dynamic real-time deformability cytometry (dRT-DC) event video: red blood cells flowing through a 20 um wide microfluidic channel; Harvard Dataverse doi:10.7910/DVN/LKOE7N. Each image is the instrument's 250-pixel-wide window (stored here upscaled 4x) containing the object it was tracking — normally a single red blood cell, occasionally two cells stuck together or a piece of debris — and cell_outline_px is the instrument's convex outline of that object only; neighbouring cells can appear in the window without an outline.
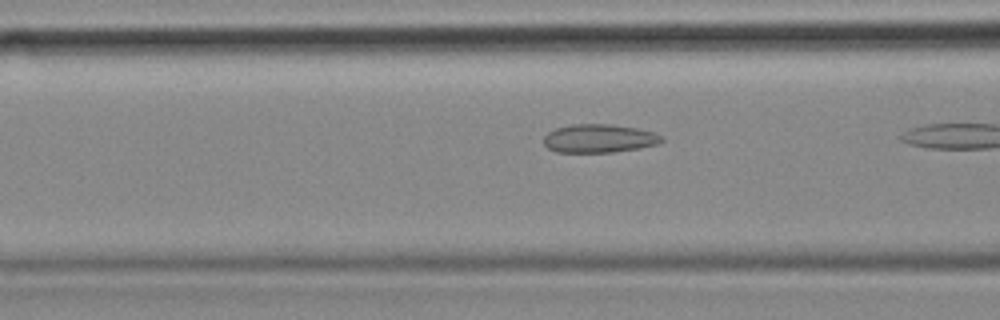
{"species": "common noctule bat (a hibernating species)", "species_latin": "Nyctalus noctula", "temperature_condition": "cold", "stored_images_in_passage": 9, "camera_frame_rate_fps": 3000, "um_per_image_px": 0.085, "animal": {"sex": "female", "body_mass_g": 18.4}, "frame": {"image": 1, "passage_image": 8, "time_ms": 2.333, "image_size_px": [1000, 320], "cell_outline_px": [[664, 140], [660, 144], [640, 148], [612, 152], [556, 152], [548, 148], [544, 144], [544, 136], [548, 132], [556, 128], [572, 124], [612, 124], [636, 128], [652, 132], [664, 136]], "centroid_in_image_um": [50.95, 11.77], "position_along_channel_um": 115.7, "area_um2": 19.65}}